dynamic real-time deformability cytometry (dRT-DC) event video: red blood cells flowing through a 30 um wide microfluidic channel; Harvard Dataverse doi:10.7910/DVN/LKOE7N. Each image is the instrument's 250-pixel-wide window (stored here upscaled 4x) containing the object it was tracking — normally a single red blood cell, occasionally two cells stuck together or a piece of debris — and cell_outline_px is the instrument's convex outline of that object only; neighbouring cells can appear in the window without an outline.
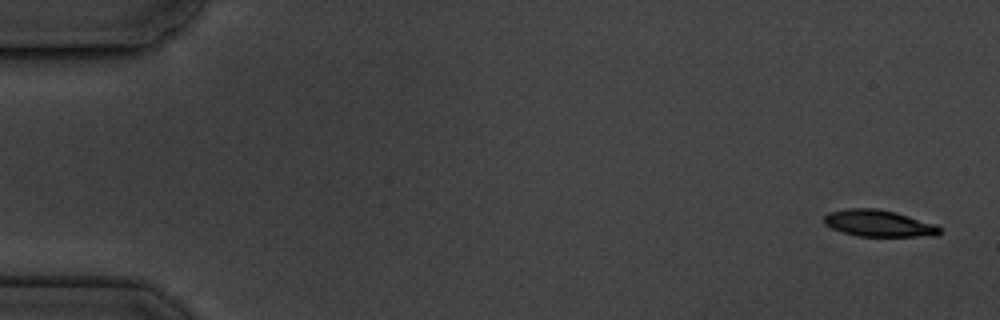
{"species": "common noctule bat (a hibernating species)", "species_latin": "Nyctalus noctula", "temperature_condition": "cold", "stored_images_in_passage": 5, "camera_frame_rate_fps": 3000, "um_per_image_px": 0.085, "animal": {"sex": "male", "body_mass_g": 19.5, "forearm_length_mm": 54.6}, "frame": {"image": 1, "passage_image": 1, "time_ms": 0.0, "image_size_px": [1000, 320], "cell_outline_px": [[940, 232], [936, 236], [856, 236], [840, 232], [824, 224], [824, 216], [828, 212], [848, 208], [876, 208], [896, 212], [936, 224], [940, 228]], "centroid_in_image_um": [74.66, 18.98], "position_along_channel_um": 10.3, "area_um2": 18.09}}